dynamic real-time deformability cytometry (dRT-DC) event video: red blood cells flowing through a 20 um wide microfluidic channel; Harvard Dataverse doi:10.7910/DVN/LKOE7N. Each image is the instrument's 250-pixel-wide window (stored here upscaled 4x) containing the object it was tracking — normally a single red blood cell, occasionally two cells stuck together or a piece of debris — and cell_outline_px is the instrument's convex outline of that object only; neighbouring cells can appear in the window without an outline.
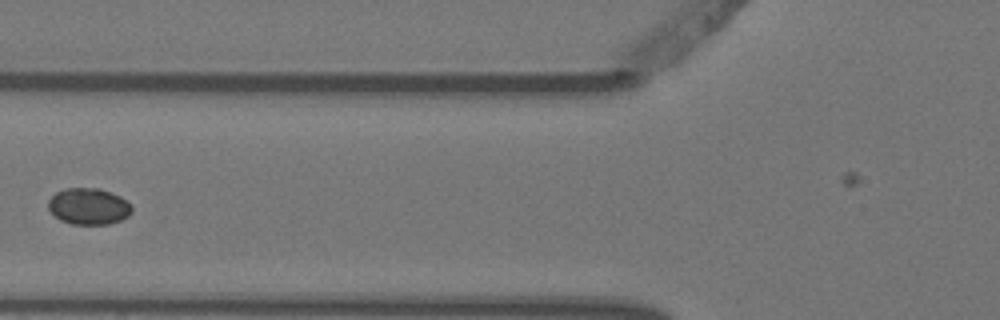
{"species": "Egyptian fruit bat (a non-hibernating species)", "species_latin": "Rousettus aegyptiacus", "temperature_condition": "warm", "stored_images_in_passage": 4, "camera_frame_rate_fps": 3000, "um_per_image_px": 0.085, "animal": {"sex": "female"}, "frame": {"image": 1, "passage_image": 2, "time_ms": 0.333, "image_size_px": [1000, 320], "cell_outline_px": [[132, 212], [128, 216], [120, 220], [108, 224], [72, 224], [60, 220], [48, 208], [48, 200], [56, 192], [64, 188], [100, 188], [120, 196], [132, 204]], "centroid_in_image_um": [7.55, 17.53], "position_along_channel_um": 118.3, "area_um2": 17.8}}
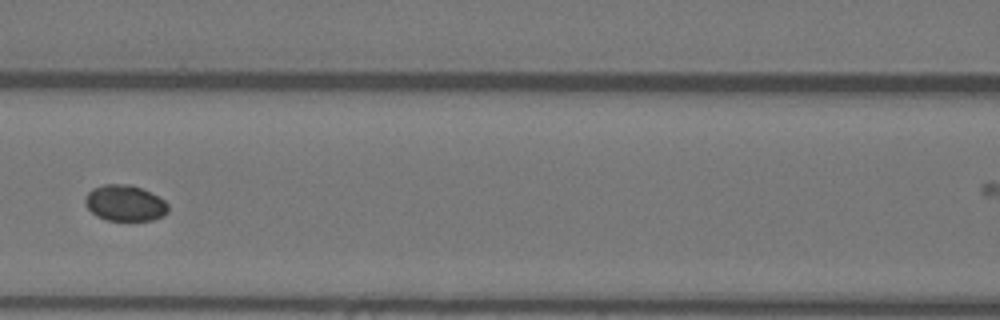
{"frame": {"image": 2, "passage_image": 3, "time_ms": 0.667, "image_size_px": [1000, 320], "cell_outline_px": [[168, 212], [164, 216], [152, 220], [108, 220], [96, 216], [88, 208], [84, 200], [88, 192], [92, 188], [104, 184], [132, 184], [164, 200], [168, 204]], "centroid_in_image_um": [10.61, 17.26], "position_along_channel_um": 156.0, "area_um2": 17.34}}